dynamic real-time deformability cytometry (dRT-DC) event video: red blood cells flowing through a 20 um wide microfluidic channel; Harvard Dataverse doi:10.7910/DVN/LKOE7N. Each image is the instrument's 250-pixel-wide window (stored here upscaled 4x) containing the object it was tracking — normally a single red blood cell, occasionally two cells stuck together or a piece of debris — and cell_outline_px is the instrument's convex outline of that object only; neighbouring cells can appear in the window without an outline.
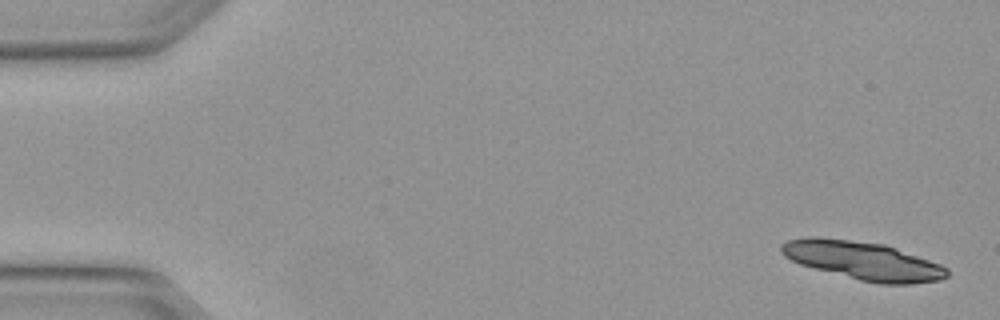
{"species": "Egyptian fruit bat (a non-hibernating species)", "species_latin": "Rousettus aegyptiacus", "temperature_condition": "warm", "stored_images_in_passage": 6, "camera_frame_rate_fps": 3000, "um_per_image_px": 0.085, "animal": {"sex": "female"}, "frame": {"image": 1, "passage_image": 1, "time_ms": 0.0, "image_size_px": [1000, 320], "cell_outline_px": [[948, 276], [940, 280], [912, 284], [880, 284], [860, 280], [800, 264], [784, 256], [780, 252], [780, 244], [788, 240], [808, 236], [820, 236], [884, 244], [896, 248], [940, 264], [948, 268]], "centroid_in_image_um": [73.34, 22.14], "position_along_channel_um": 11.7, "area_um2": 36.93}}
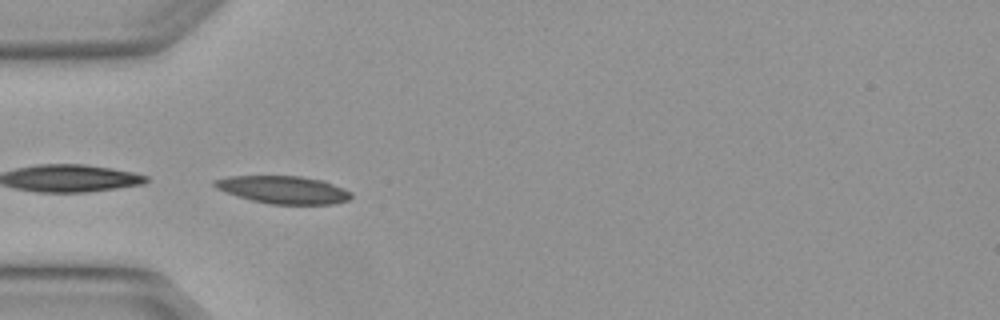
{"frame": {"image": 2, "passage_image": 5, "time_ms": 1.333, "image_size_px": [1000, 320], "cell_outline_px": [[352, 196], [348, 200], [332, 204], [272, 204], [252, 200], [224, 192], [216, 188], [212, 184], [212, 180], [228, 176], [300, 176], [324, 180], [344, 188], [352, 192]], "centroid_in_image_um": [24.08, 16.12], "position_along_channel_um": 60.9, "area_um2": 22.14}}
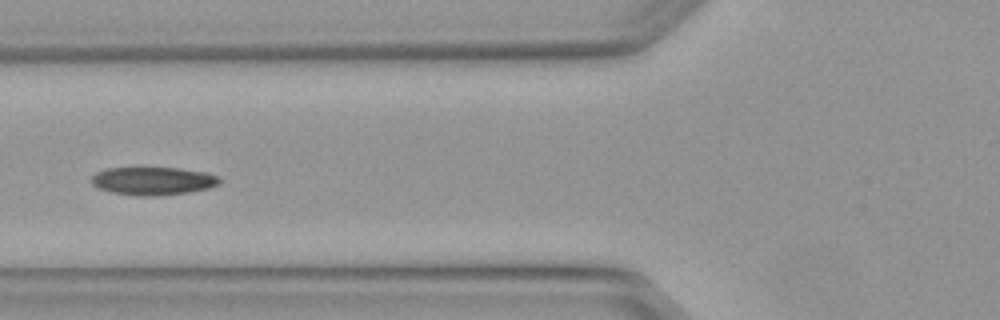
{"frame": {"image": 3, "passage_image": 6, "time_ms": 1.667, "image_size_px": [1000, 320], "cell_outline_px": [[220, 184], [208, 188], [188, 192], [156, 196], [140, 196], [112, 192], [96, 188], [92, 184], [92, 176], [96, 172], [108, 168], [180, 168], [208, 172], [220, 176]], "centroid_in_image_um": [13.03, 15.38], "position_along_channel_um": 112.8, "area_um2": 21.04}}